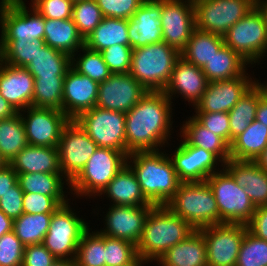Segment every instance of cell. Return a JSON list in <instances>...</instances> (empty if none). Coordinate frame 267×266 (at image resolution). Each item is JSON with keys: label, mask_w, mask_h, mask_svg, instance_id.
I'll return each mask as SVG.
<instances>
[{"label": "cell", "mask_w": 267, "mask_h": 266, "mask_svg": "<svg viewBox=\"0 0 267 266\" xmlns=\"http://www.w3.org/2000/svg\"><path fill=\"white\" fill-rule=\"evenodd\" d=\"M172 103L163 91H148L125 114L126 156L133 152L165 150L163 148L171 146L168 141L174 133Z\"/></svg>", "instance_id": "6da1fadb"}, {"label": "cell", "mask_w": 267, "mask_h": 266, "mask_svg": "<svg viewBox=\"0 0 267 266\" xmlns=\"http://www.w3.org/2000/svg\"><path fill=\"white\" fill-rule=\"evenodd\" d=\"M126 164L135 174L145 198L155 206H164L182 183L167 153L162 150L133 152Z\"/></svg>", "instance_id": "7a4b0ae2"}, {"label": "cell", "mask_w": 267, "mask_h": 266, "mask_svg": "<svg viewBox=\"0 0 267 266\" xmlns=\"http://www.w3.org/2000/svg\"><path fill=\"white\" fill-rule=\"evenodd\" d=\"M195 231L187 221L172 213L165 205L154 206L145 220L142 237L136 245L138 256L147 265L156 262L168 249Z\"/></svg>", "instance_id": "3957f363"}, {"label": "cell", "mask_w": 267, "mask_h": 266, "mask_svg": "<svg viewBox=\"0 0 267 266\" xmlns=\"http://www.w3.org/2000/svg\"><path fill=\"white\" fill-rule=\"evenodd\" d=\"M180 52L165 42L133 49L129 73L147 90L164 91Z\"/></svg>", "instance_id": "277c9868"}, {"label": "cell", "mask_w": 267, "mask_h": 266, "mask_svg": "<svg viewBox=\"0 0 267 266\" xmlns=\"http://www.w3.org/2000/svg\"><path fill=\"white\" fill-rule=\"evenodd\" d=\"M165 206L195 230L219 224L216 199L206 181L182 182Z\"/></svg>", "instance_id": "5b68a950"}, {"label": "cell", "mask_w": 267, "mask_h": 266, "mask_svg": "<svg viewBox=\"0 0 267 266\" xmlns=\"http://www.w3.org/2000/svg\"><path fill=\"white\" fill-rule=\"evenodd\" d=\"M127 156L111 148L98 147L85 167L70 182L75 198H97L108 183L126 165ZM85 196V197H84ZM97 196V197H96Z\"/></svg>", "instance_id": "8992f818"}, {"label": "cell", "mask_w": 267, "mask_h": 266, "mask_svg": "<svg viewBox=\"0 0 267 266\" xmlns=\"http://www.w3.org/2000/svg\"><path fill=\"white\" fill-rule=\"evenodd\" d=\"M70 202L52 213L43 245L57 258L74 260L83 233L90 227L77 215Z\"/></svg>", "instance_id": "52a82bcc"}, {"label": "cell", "mask_w": 267, "mask_h": 266, "mask_svg": "<svg viewBox=\"0 0 267 266\" xmlns=\"http://www.w3.org/2000/svg\"><path fill=\"white\" fill-rule=\"evenodd\" d=\"M26 0H0V42L44 40L45 18ZM30 10V11H29Z\"/></svg>", "instance_id": "ba28073f"}, {"label": "cell", "mask_w": 267, "mask_h": 266, "mask_svg": "<svg viewBox=\"0 0 267 266\" xmlns=\"http://www.w3.org/2000/svg\"><path fill=\"white\" fill-rule=\"evenodd\" d=\"M224 44L254 67L267 56V36L262 12L255 6L223 36Z\"/></svg>", "instance_id": "9c48e42d"}, {"label": "cell", "mask_w": 267, "mask_h": 266, "mask_svg": "<svg viewBox=\"0 0 267 266\" xmlns=\"http://www.w3.org/2000/svg\"><path fill=\"white\" fill-rule=\"evenodd\" d=\"M212 189L219 211V224H247L256 210L255 205L245 193L244 188L236 184L233 177L222 168L206 179Z\"/></svg>", "instance_id": "30bf717a"}, {"label": "cell", "mask_w": 267, "mask_h": 266, "mask_svg": "<svg viewBox=\"0 0 267 266\" xmlns=\"http://www.w3.org/2000/svg\"><path fill=\"white\" fill-rule=\"evenodd\" d=\"M195 28L224 36L256 6L257 0H193Z\"/></svg>", "instance_id": "8fae6325"}, {"label": "cell", "mask_w": 267, "mask_h": 266, "mask_svg": "<svg viewBox=\"0 0 267 266\" xmlns=\"http://www.w3.org/2000/svg\"><path fill=\"white\" fill-rule=\"evenodd\" d=\"M74 120L98 147L115 149L126 155L125 113L95 106Z\"/></svg>", "instance_id": "7c38bea8"}, {"label": "cell", "mask_w": 267, "mask_h": 266, "mask_svg": "<svg viewBox=\"0 0 267 266\" xmlns=\"http://www.w3.org/2000/svg\"><path fill=\"white\" fill-rule=\"evenodd\" d=\"M245 224L221 223L199 229L206 243L207 266H236Z\"/></svg>", "instance_id": "4fadbf2b"}, {"label": "cell", "mask_w": 267, "mask_h": 266, "mask_svg": "<svg viewBox=\"0 0 267 266\" xmlns=\"http://www.w3.org/2000/svg\"><path fill=\"white\" fill-rule=\"evenodd\" d=\"M57 148L62 174L71 182L85 167L98 145L75 120H69L62 129Z\"/></svg>", "instance_id": "5bb4252c"}, {"label": "cell", "mask_w": 267, "mask_h": 266, "mask_svg": "<svg viewBox=\"0 0 267 266\" xmlns=\"http://www.w3.org/2000/svg\"><path fill=\"white\" fill-rule=\"evenodd\" d=\"M19 113L28 144L41 147H57L62 129L70 120L63 111L51 108L30 106Z\"/></svg>", "instance_id": "9a60e30c"}, {"label": "cell", "mask_w": 267, "mask_h": 266, "mask_svg": "<svg viewBox=\"0 0 267 266\" xmlns=\"http://www.w3.org/2000/svg\"><path fill=\"white\" fill-rule=\"evenodd\" d=\"M173 154H168L181 182H202L221 171L224 163L212 152L189 145L181 136ZM220 168H217V165Z\"/></svg>", "instance_id": "2e32d148"}, {"label": "cell", "mask_w": 267, "mask_h": 266, "mask_svg": "<svg viewBox=\"0 0 267 266\" xmlns=\"http://www.w3.org/2000/svg\"><path fill=\"white\" fill-rule=\"evenodd\" d=\"M163 42L182 52L195 29L193 0H162Z\"/></svg>", "instance_id": "e0dca14e"}, {"label": "cell", "mask_w": 267, "mask_h": 266, "mask_svg": "<svg viewBox=\"0 0 267 266\" xmlns=\"http://www.w3.org/2000/svg\"><path fill=\"white\" fill-rule=\"evenodd\" d=\"M147 90L130 74H111L98 86L96 105L99 108L127 113Z\"/></svg>", "instance_id": "ac0fdd59"}, {"label": "cell", "mask_w": 267, "mask_h": 266, "mask_svg": "<svg viewBox=\"0 0 267 266\" xmlns=\"http://www.w3.org/2000/svg\"><path fill=\"white\" fill-rule=\"evenodd\" d=\"M109 205L104 214V227L97 231L105 236L124 239L137 245L142 237L145 220L154 207ZM105 228V229H104Z\"/></svg>", "instance_id": "d6986e66"}, {"label": "cell", "mask_w": 267, "mask_h": 266, "mask_svg": "<svg viewBox=\"0 0 267 266\" xmlns=\"http://www.w3.org/2000/svg\"><path fill=\"white\" fill-rule=\"evenodd\" d=\"M251 77L254 79L246 71L237 78L208 82L201 100L193 108L194 112L228 113L254 84Z\"/></svg>", "instance_id": "ffe728a7"}, {"label": "cell", "mask_w": 267, "mask_h": 266, "mask_svg": "<svg viewBox=\"0 0 267 266\" xmlns=\"http://www.w3.org/2000/svg\"><path fill=\"white\" fill-rule=\"evenodd\" d=\"M207 85L208 80L202 68L180 56L174 64L171 79L163 92L171 101L180 95L185 102L188 101V105L195 107L206 91Z\"/></svg>", "instance_id": "44dd1931"}, {"label": "cell", "mask_w": 267, "mask_h": 266, "mask_svg": "<svg viewBox=\"0 0 267 266\" xmlns=\"http://www.w3.org/2000/svg\"><path fill=\"white\" fill-rule=\"evenodd\" d=\"M162 0H144L128 19V37L132 49L163 41Z\"/></svg>", "instance_id": "7402d4cb"}, {"label": "cell", "mask_w": 267, "mask_h": 266, "mask_svg": "<svg viewBox=\"0 0 267 266\" xmlns=\"http://www.w3.org/2000/svg\"><path fill=\"white\" fill-rule=\"evenodd\" d=\"M99 83L70 67L64 77L62 111L70 120L95 107Z\"/></svg>", "instance_id": "603a6c76"}, {"label": "cell", "mask_w": 267, "mask_h": 266, "mask_svg": "<svg viewBox=\"0 0 267 266\" xmlns=\"http://www.w3.org/2000/svg\"><path fill=\"white\" fill-rule=\"evenodd\" d=\"M35 79L25 67L0 60V94L17 111L33 106Z\"/></svg>", "instance_id": "cb8c5ba5"}, {"label": "cell", "mask_w": 267, "mask_h": 266, "mask_svg": "<svg viewBox=\"0 0 267 266\" xmlns=\"http://www.w3.org/2000/svg\"><path fill=\"white\" fill-rule=\"evenodd\" d=\"M223 168L244 188L255 207L267 206V171L254 161L230 159Z\"/></svg>", "instance_id": "d4e9b609"}, {"label": "cell", "mask_w": 267, "mask_h": 266, "mask_svg": "<svg viewBox=\"0 0 267 266\" xmlns=\"http://www.w3.org/2000/svg\"><path fill=\"white\" fill-rule=\"evenodd\" d=\"M20 173H62L57 147H41L28 144L9 163Z\"/></svg>", "instance_id": "484cf974"}, {"label": "cell", "mask_w": 267, "mask_h": 266, "mask_svg": "<svg viewBox=\"0 0 267 266\" xmlns=\"http://www.w3.org/2000/svg\"><path fill=\"white\" fill-rule=\"evenodd\" d=\"M109 198L112 205L148 206L151 203L143 195L137 178L126 164L98 195Z\"/></svg>", "instance_id": "4316f807"}, {"label": "cell", "mask_w": 267, "mask_h": 266, "mask_svg": "<svg viewBox=\"0 0 267 266\" xmlns=\"http://www.w3.org/2000/svg\"><path fill=\"white\" fill-rule=\"evenodd\" d=\"M159 266H207L206 243L196 230L187 239L168 249L156 261Z\"/></svg>", "instance_id": "83f0119b"}, {"label": "cell", "mask_w": 267, "mask_h": 266, "mask_svg": "<svg viewBox=\"0 0 267 266\" xmlns=\"http://www.w3.org/2000/svg\"><path fill=\"white\" fill-rule=\"evenodd\" d=\"M44 42L51 48L72 57L84 46V39L79 34L72 18L45 19Z\"/></svg>", "instance_id": "f1b7e54d"}, {"label": "cell", "mask_w": 267, "mask_h": 266, "mask_svg": "<svg viewBox=\"0 0 267 266\" xmlns=\"http://www.w3.org/2000/svg\"><path fill=\"white\" fill-rule=\"evenodd\" d=\"M180 136L191 146L214 153L224 164L230 160V145L202 126L193 116L183 121Z\"/></svg>", "instance_id": "f546056e"}, {"label": "cell", "mask_w": 267, "mask_h": 266, "mask_svg": "<svg viewBox=\"0 0 267 266\" xmlns=\"http://www.w3.org/2000/svg\"><path fill=\"white\" fill-rule=\"evenodd\" d=\"M117 44L130 46L128 19L103 17L100 24L84 39V46L99 52Z\"/></svg>", "instance_id": "4dcf8cb0"}, {"label": "cell", "mask_w": 267, "mask_h": 266, "mask_svg": "<svg viewBox=\"0 0 267 266\" xmlns=\"http://www.w3.org/2000/svg\"><path fill=\"white\" fill-rule=\"evenodd\" d=\"M251 65L225 44L202 68L208 82H215L243 75Z\"/></svg>", "instance_id": "1f68e13d"}, {"label": "cell", "mask_w": 267, "mask_h": 266, "mask_svg": "<svg viewBox=\"0 0 267 266\" xmlns=\"http://www.w3.org/2000/svg\"><path fill=\"white\" fill-rule=\"evenodd\" d=\"M70 67L69 55L45 43H36V54L26 69L33 77H65Z\"/></svg>", "instance_id": "d6a6232c"}, {"label": "cell", "mask_w": 267, "mask_h": 266, "mask_svg": "<svg viewBox=\"0 0 267 266\" xmlns=\"http://www.w3.org/2000/svg\"><path fill=\"white\" fill-rule=\"evenodd\" d=\"M267 147V126L254 120L230 145V159L254 161Z\"/></svg>", "instance_id": "836d02e7"}, {"label": "cell", "mask_w": 267, "mask_h": 266, "mask_svg": "<svg viewBox=\"0 0 267 266\" xmlns=\"http://www.w3.org/2000/svg\"><path fill=\"white\" fill-rule=\"evenodd\" d=\"M17 178L24 193L46 196H68L71 193L70 181L62 173H20L17 174Z\"/></svg>", "instance_id": "e575fe53"}, {"label": "cell", "mask_w": 267, "mask_h": 266, "mask_svg": "<svg viewBox=\"0 0 267 266\" xmlns=\"http://www.w3.org/2000/svg\"><path fill=\"white\" fill-rule=\"evenodd\" d=\"M223 45L222 36L195 28L180 55L189 63L203 68Z\"/></svg>", "instance_id": "d590c367"}, {"label": "cell", "mask_w": 267, "mask_h": 266, "mask_svg": "<svg viewBox=\"0 0 267 266\" xmlns=\"http://www.w3.org/2000/svg\"><path fill=\"white\" fill-rule=\"evenodd\" d=\"M261 98L260 90L253 84L228 112L230 120V145L255 120L258 102Z\"/></svg>", "instance_id": "8d00e7d4"}, {"label": "cell", "mask_w": 267, "mask_h": 266, "mask_svg": "<svg viewBox=\"0 0 267 266\" xmlns=\"http://www.w3.org/2000/svg\"><path fill=\"white\" fill-rule=\"evenodd\" d=\"M28 145L20 113L0 120V153L9 164Z\"/></svg>", "instance_id": "74e56055"}, {"label": "cell", "mask_w": 267, "mask_h": 266, "mask_svg": "<svg viewBox=\"0 0 267 266\" xmlns=\"http://www.w3.org/2000/svg\"><path fill=\"white\" fill-rule=\"evenodd\" d=\"M52 214L23 213L14 219L13 232L24 246L41 244L49 229Z\"/></svg>", "instance_id": "f35d334b"}, {"label": "cell", "mask_w": 267, "mask_h": 266, "mask_svg": "<svg viewBox=\"0 0 267 266\" xmlns=\"http://www.w3.org/2000/svg\"><path fill=\"white\" fill-rule=\"evenodd\" d=\"M33 107L62 111L64 77H34Z\"/></svg>", "instance_id": "ab89813d"}, {"label": "cell", "mask_w": 267, "mask_h": 266, "mask_svg": "<svg viewBox=\"0 0 267 266\" xmlns=\"http://www.w3.org/2000/svg\"><path fill=\"white\" fill-rule=\"evenodd\" d=\"M74 260L75 266H105V235L88 228L81 237Z\"/></svg>", "instance_id": "60d3db41"}, {"label": "cell", "mask_w": 267, "mask_h": 266, "mask_svg": "<svg viewBox=\"0 0 267 266\" xmlns=\"http://www.w3.org/2000/svg\"><path fill=\"white\" fill-rule=\"evenodd\" d=\"M71 67L78 73L88 76L98 83L104 82L111 75L102 54L86 46H83L71 57Z\"/></svg>", "instance_id": "b9f144b4"}, {"label": "cell", "mask_w": 267, "mask_h": 266, "mask_svg": "<svg viewBox=\"0 0 267 266\" xmlns=\"http://www.w3.org/2000/svg\"><path fill=\"white\" fill-rule=\"evenodd\" d=\"M103 15L96 0L74 2L72 20L79 34L85 39L102 21Z\"/></svg>", "instance_id": "7bdbcfd3"}, {"label": "cell", "mask_w": 267, "mask_h": 266, "mask_svg": "<svg viewBox=\"0 0 267 266\" xmlns=\"http://www.w3.org/2000/svg\"><path fill=\"white\" fill-rule=\"evenodd\" d=\"M36 43H45L42 39L31 42H0V60L12 66L27 67L36 54Z\"/></svg>", "instance_id": "ee69618b"}, {"label": "cell", "mask_w": 267, "mask_h": 266, "mask_svg": "<svg viewBox=\"0 0 267 266\" xmlns=\"http://www.w3.org/2000/svg\"><path fill=\"white\" fill-rule=\"evenodd\" d=\"M137 246L130 241L105 236V266H125L139 260Z\"/></svg>", "instance_id": "f6af8a7d"}, {"label": "cell", "mask_w": 267, "mask_h": 266, "mask_svg": "<svg viewBox=\"0 0 267 266\" xmlns=\"http://www.w3.org/2000/svg\"><path fill=\"white\" fill-rule=\"evenodd\" d=\"M236 266H267V241L257 238L247 230Z\"/></svg>", "instance_id": "bcb514c9"}, {"label": "cell", "mask_w": 267, "mask_h": 266, "mask_svg": "<svg viewBox=\"0 0 267 266\" xmlns=\"http://www.w3.org/2000/svg\"><path fill=\"white\" fill-rule=\"evenodd\" d=\"M69 202L67 196H46L42 194L24 193L23 213L52 214L61 205Z\"/></svg>", "instance_id": "7dc6e473"}, {"label": "cell", "mask_w": 267, "mask_h": 266, "mask_svg": "<svg viewBox=\"0 0 267 266\" xmlns=\"http://www.w3.org/2000/svg\"><path fill=\"white\" fill-rule=\"evenodd\" d=\"M111 74H126L130 71L133 49L127 45H114L100 52Z\"/></svg>", "instance_id": "c3c4849f"}, {"label": "cell", "mask_w": 267, "mask_h": 266, "mask_svg": "<svg viewBox=\"0 0 267 266\" xmlns=\"http://www.w3.org/2000/svg\"><path fill=\"white\" fill-rule=\"evenodd\" d=\"M24 245L11 231L0 237V266H21Z\"/></svg>", "instance_id": "681fc988"}, {"label": "cell", "mask_w": 267, "mask_h": 266, "mask_svg": "<svg viewBox=\"0 0 267 266\" xmlns=\"http://www.w3.org/2000/svg\"><path fill=\"white\" fill-rule=\"evenodd\" d=\"M29 4L45 19L72 18L74 3L71 0H31Z\"/></svg>", "instance_id": "f907efd6"}, {"label": "cell", "mask_w": 267, "mask_h": 266, "mask_svg": "<svg viewBox=\"0 0 267 266\" xmlns=\"http://www.w3.org/2000/svg\"><path fill=\"white\" fill-rule=\"evenodd\" d=\"M192 116L202 126L223 138L230 145V120L227 112H195Z\"/></svg>", "instance_id": "816d5d0a"}, {"label": "cell", "mask_w": 267, "mask_h": 266, "mask_svg": "<svg viewBox=\"0 0 267 266\" xmlns=\"http://www.w3.org/2000/svg\"><path fill=\"white\" fill-rule=\"evenodd\" d=\"M144 0H96L103 17L130 19Z\"/></svg>", "instance_id": "f5cc1de1"}, {"label": "cell", "mask_w": 267, "mask_h": 266, "mask_svg": "<svg viewBox=\"0 0 267 266\" xmlns=\"http://www.w3.org/2000/svg\"><path fill=\"white\" fill-rule=\"evenodd\" d=\"M24 192L17 182L11 189L0 198V210L13 220L23 214Z\"/></svg>", "instance_id": "db71d44e"}, {"label": "cell", "mask_w": 267, "mask_h": 266, "mask_svg": "<svg viewBox=\"0 0 267 266\" xmlns=\"http://www.w3.org/2000/svg\"><path fill=\"white\" fill-rule=\"evenodd\" d=\"M57 258L41 243L24 246L21 266H51Z\"/></svg>", "instance_id": "11a10c76"}, {"label": "cell", "mask_w": 267, "mask_h": 266, "mask_svg": "<svg viewBox=\"0 0 267 266\" xmlns=\"http://www.w3.org/2000/svg\"><path fill=\"white\" fill-rule=\"evenodd\" d=\"M246 226L251 234L267 241V206L256 207Z\"/></svg>", "instance_id": "9f6ffc18"}, {"label": "cell", "mask_w": 267, "mask_h": 266, "mask_svg": "<svg viewBox=\"0 0 267 266\" xmlns=\"http://www.w3.org/2000/svg\"><path fill=\"white\" fill-rule=\"evenodd\" d=\"M17 182V173L9 164L0 169V198Z\"/></svg>", "instance_id": "6f0895ef"}, {"label": "cell", "mask_w": 267, "mask_h": 266, "mask_svg": "<svg viewBox=\"0 0 267 266\" xmlns=\"http://www.w3.org/2000/svg\"><path fill=\"white\" fill-rule=\"evenodd\" d=\"M255 120L267 126V101L263 98L258 102Z\"/></svg>", "instance_id": "680465c9"}, {"label": "cell", "mask_w": 267, "mask_h": 266, "mask_svg": "<svg viewBox=\"0 0 267 266\" xmlns=\"http://www.w3.org/2000/svg\"><path fill=\"white\" fill-rule=\"evenodd\" d=\"M17 111L0 94V120L15 115Z\"/></svg>", "instance_id": "91938a15"}, {"label": "cell", "mask_w": 267, "mask_h": 266, "mask_svg": "<svg viewBox=\"0 0 267 266\" xmlns=\"http://www.w3.org/2000/svg\"><path fill=\"white\" fill-rule=\"evenodd\" d=\"M13 222H14V220L12 218L6 216L0 210V237L3 234H6V233L13 231Z\"/></svg>", "instance_id": "94428289"}, {"label": "cell", "mask_w": 267, "mask_h": 266, "mask_svg": "<svg viewBox=\"0 0 267 266\" xmlns=\"http://www.w3.org/2000/svg\"><path fill=\"white\" fill-rule=\"evenodd\" d=\"M254 162L262 169L267 171V147L258 155Z\"/></svg>", "instance_id": "6125c7cd"}, {"label": "cell", "mask_w": 267, "mask_h": 266, "mask_svg": "<svg viewBox=\"0 0 267 266\" xmlns=\"http://www.w3.org/2000/svg\"><path fill=\"white\" fill-rule=\"evenodd\" d=\"M256 7L262 12L267 36V0H257Z\"/></svg>", "instance_id": "be15d7a7"}, {"label": "cell", "mask_w": 267, "mask_h": 266, "mask_svg": "<svg viewBox=\"0 0 267 266\" xmlns=\"http://www.w3.org/2000/svg\"><path fill=\"white\" fill-rule=\"evenodd\" d=\"M254 84L260 90L262 98L267 101V82L261 83L257 78H254Z\"/></svg>", "instance_id": "e7e4bbea"}, {"label": "cell", "mask_w": 267, "mask_h": 266, "mask_svg": "<svg viewBox=\"0 0 267 266\" xmlns=\"http://www.w3.org/2000/svg\"><path fill=\"white\" fill-rule=\"evenodd\" d=\"M51 266H75V260L56 259Z\"/></svg>", "instance_id": "03108f58"}, {"label": "cell", "mask_w": 267, "mask_h": 266, "mask_svg": "<svg viewBox=\"0 0 267 266\" xmlns=\"http://www.w3.org/2000/svg\"><path fill=\"white\" fill-rule=\"evenodd\" d=\"M146 266V263L143 262L141 259H139L136 263H131L130 265H125V266Z\"/></svg>", "instance_id": "003e7915"}, {"label": "cell", "mask_w": 267, "mask_h": 266, "mask_svg": "<svg viewBox=\"0 0 267 266\" xmlns=\"http://www.w3.org/2000/svg\"><path fill=\"white\" fill-rule=\"evenodd\" d=\"M8 163L4 160L0 153V169H2L4 166H6Z\"/></svg>", "instance_id": "a7ac6f4b"}, {"label": "cell", "mask_w": 267, "mask_h": 266, "mask_svg": "<svg viewBox=\"0 0 267 266\" xmlns=\"http://www.w3.org/2000/svg\"><path fill=\"white\" fill-rule=\"evenodd\" d=\"M71 1L74 3V2H77V1H81V0H71Z\"/></svg>", "instance_id": "89a4df30"}]
</instances>
